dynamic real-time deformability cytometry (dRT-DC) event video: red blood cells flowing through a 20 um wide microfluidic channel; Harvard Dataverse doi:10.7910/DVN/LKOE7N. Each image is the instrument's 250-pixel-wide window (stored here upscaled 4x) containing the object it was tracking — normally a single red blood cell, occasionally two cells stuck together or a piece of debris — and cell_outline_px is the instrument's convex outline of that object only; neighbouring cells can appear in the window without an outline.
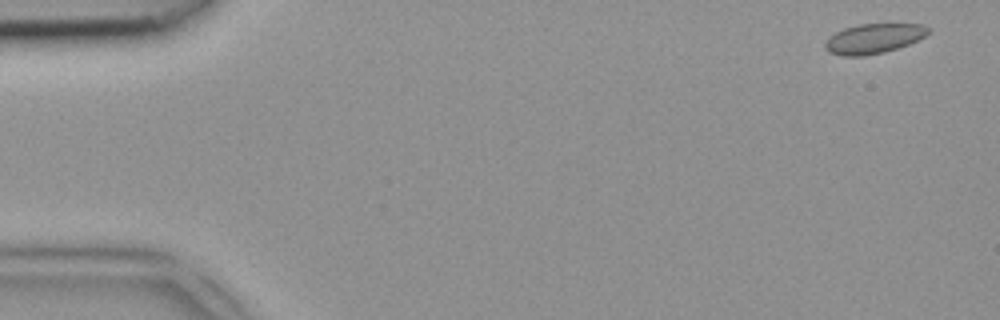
{"species": "common noctule bat (a hibernating species)", "species_latin": "Nyctalus noctula", "temperature_condition": "room temperature", "stored_images_in_passage": 45, "camera_frame_rate_fps": 3000, "um_per_image_px": 0.085, "animal": {"sex": "female", "body_mass_g": 18.4}, "frame": {"image": 1, "passage_image": 2, "time_ms": 0.333, "image_size_px": [1000, 320], "cell_outline_px": [[932, 32], [908, 44], [884, 52], [864, 56], [844, 56], [828, 52], [824, 48], [824, 44], [828, 36], [844, 28], [860, 24], [920, 24], [932, 28]], "centroid_in_image_um": [74.25, 3.27], "position_along_channel_um": 10.8, "area_um2": 17.98}}
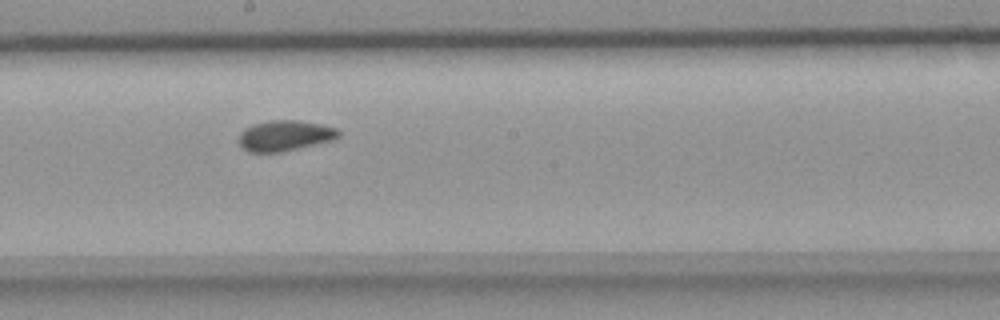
{"frame": {"image": 2, "passage_image": 26, "time_ms": 8.333, "image_size_px": [1000, 320], "cell_outline_px": [[340, 136], [332, 140], [280, 152], [248, 152], [236, 140], [240, 132], [244, 128], [252, 124], [272, 120], [296, 120], [320, 124], [336, 128], [340, 132]], "centroid_in_image_um": [24.16, 11.52], "position_along_channel_um": 224.0, "area_um2": 17.74}}
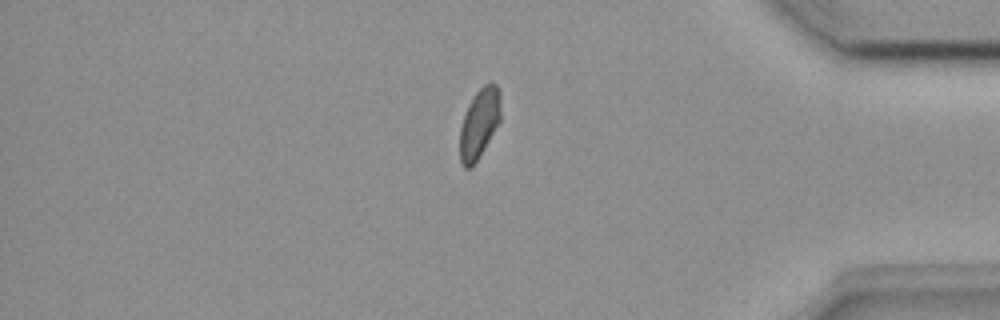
{"frame": {"image": 3, "passage_image": 40, "time_ms": 13.0, "image_size_px": [1000, 320], "cell_outline_px": [[500, 120], [480, 156], [472, 168], [464, 168], [460, 160], [460, 128], [468, 104], [476, 92], [488, 80], [496, 84], [500, 88]], "centroid_in_image_um": [40.75, 10.46], "position_along_channel_um": 394.5, "area_um2": 16.7}}